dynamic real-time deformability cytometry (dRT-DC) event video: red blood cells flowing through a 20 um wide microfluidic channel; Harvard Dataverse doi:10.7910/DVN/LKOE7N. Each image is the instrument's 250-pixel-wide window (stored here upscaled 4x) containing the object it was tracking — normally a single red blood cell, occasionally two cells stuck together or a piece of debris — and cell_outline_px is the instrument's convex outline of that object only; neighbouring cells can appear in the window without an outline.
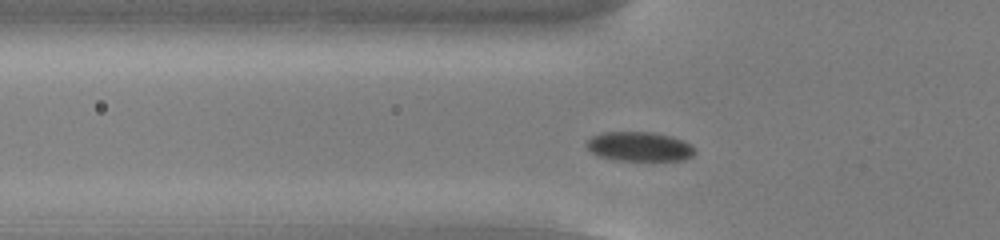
{"species": "common noctule bat (a hibernating species)", "species_latin": "Nyctalus noctula", "temperature_condition": "cold", "stored_images_in_passage": 40, "camera_frame_rate_fps": 3000, "um_per_image_px": 0.085, "animal": {"sex": "male", "body_mass_g": 13.0, "forearm_length_mm": 53.1}, "frame": {"image": 1, "passage_image": 3, "time_ms": 0.667, "image_size_px": [1000, 240], "cell_outline_px": [[696, 152], [692, 156], [684, 160], [616, 160], [596, 156], [584, 144], [592, 136], [604, 132], [652, 132], [672, 136], [684, 140], [692, 144], [696, 148]], "centroid_in_image_um": [54.38, 12.45], "position_along_channel_um": 71.4, "area_um2": 18.79}}
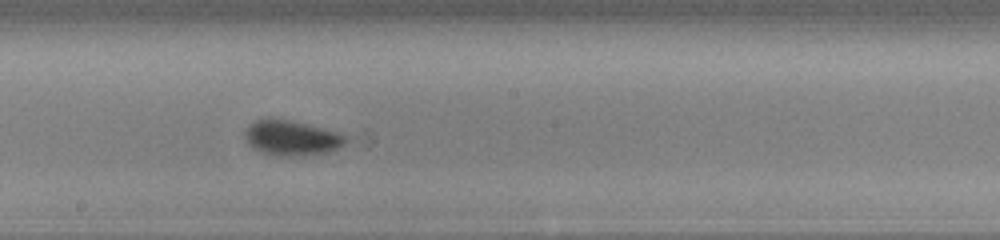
{"frame": {"image": 2, "passage_image": 15, "time_ms": 4.667, "image_size_px": [1000, 240], "cell_outline_px": [[348, 140], [344, 144], [328, 152], [304, 156], [276, 156], [252, 148], [248, 144], [244, 136], [244, 132], [248, 124], [256, 120], [268, 116], [288, 120], [340, 132], [348, 136]], "centroid_in_image_um": [24.76, 11.71], "position_along_channel_um": 223.4, "area_um2": 20.98}}
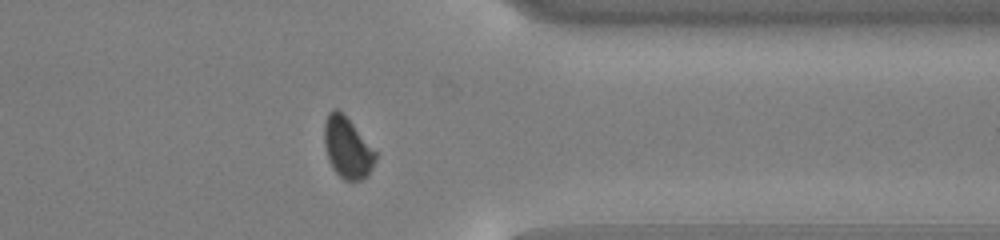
{"frame": {"image": 3, "passage_image": 28, "time_ms": 9.0, "image_size_px": [1000, 240], "cell_outline_px": [[376, 160], [368, 176], [360, 180], [344, 180], [332, 168], [328, 160], [324, 144], [324, 120], [328, 112], [332, 108], [336, 108], [352, 124], [376, 152]], "centroid_in_image_um": [29.5, 12.57], "position_along_channel_um": 381.9, "area_um2": 18.03}, "authors_computed_cell_mechanics": {"area_um2": 19.3919, "velocity_mm_per_s": 3.8152, "shape_relaxation_time_tau1_ms": 1.8652, "shape_relaxation_time_tau2_ms": null, "deformation_change_tau1": 0.0732, "deformation_change_tau2": null}}